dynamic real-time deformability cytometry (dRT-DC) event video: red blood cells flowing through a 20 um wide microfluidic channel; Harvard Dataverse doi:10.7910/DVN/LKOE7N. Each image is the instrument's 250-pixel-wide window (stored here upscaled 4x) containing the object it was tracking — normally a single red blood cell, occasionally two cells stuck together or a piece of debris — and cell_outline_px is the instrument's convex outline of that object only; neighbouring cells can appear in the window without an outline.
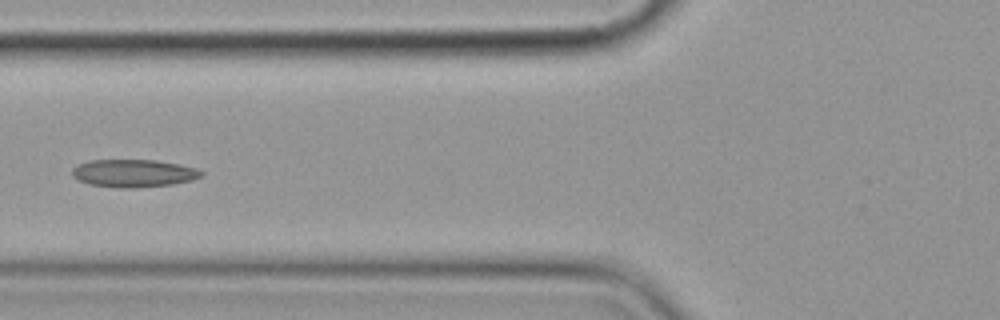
{"species": "common noctule bat (a hibernating species)", "species_latin": "Nyctalus noctula", "temperature_condition": "cold", "stored_images_in_passage": 15, "camera_frame_rate_fps": 3000, "um_per_image_px": 0.085, "animal": {"sex": "female", "body_mass_g": 19.9}, "frame": {"image": 1, "passage_image": 6, "time_ms": 7.0, "image_size_px": [1000, 320], "cell_outline_px": [[204, 176], [192, 180], [172, 184], [132, 188], [120, 188], [88, 184], [76, 180], [72, 176], [72, 168], [76, 164], [88, 160], [156, 160], [196, 168], [204, 172]], "centroid_in_image_um": [11.31, 14.72], "position_along_channel_um": 114.5, "area_um2": 21.04}}
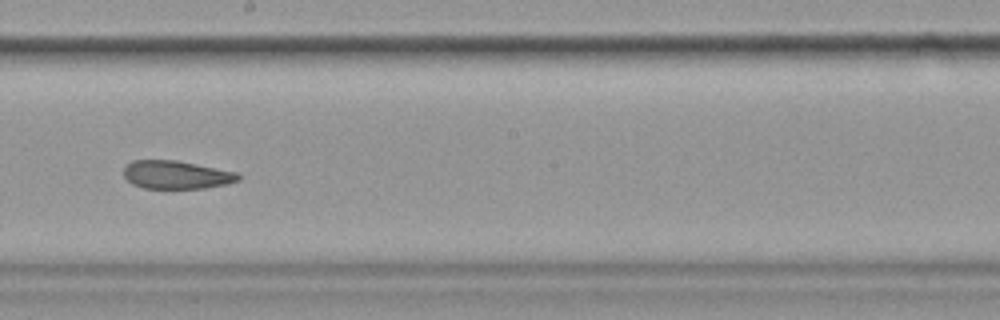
{"frame": {"image": 2, "passage_image": 9, "time_ms": 10.333, "image_size_px": [1000, 320], "cell_outline_px": [[240, 180], [228, 184], [204, 188], [144, 188], [132, 184], [124, 176], [124, 164], [132, 160], [176, 160], [236, 172], [240, 176]], "centroid_in_image_um": [14.96, 14.85], "position_along_channel_um": 233.2, "area_um2": 18.84}}
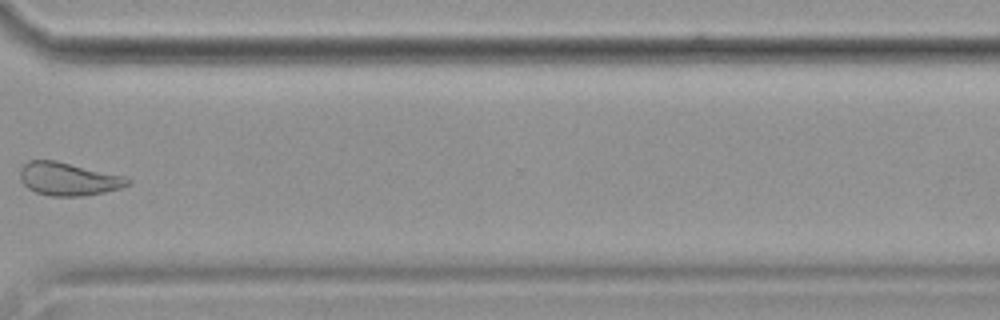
{"frame": {"image": 3, "passage_image": 12, "time_ms": 14.0, "image_size_px": [1000, 320], "cell_outline_px": [[132, 180], [128, 184], [120, 188], [104, 192], [84, 196], [52, 196], [36, 192], [28, 188], [20, 180], [20, 168], [28, 160], [56, 160], [124, 176]], "centroid_in_image_um": [5.79, 15.21], "position_along_channel_um": 364.8, "area_um2": 20.69}, "authors_computed_cell_mechanics": {"area_um2": 21.5594, "velocity_mm_per_s": 3.5668, "shape_relaxation_time_tau1_ms": null, "shape_relaxation_time_tau2_ms": 3.4021, "deformation_change_tau1": null, "deformation_change_tau2": 0.085}}